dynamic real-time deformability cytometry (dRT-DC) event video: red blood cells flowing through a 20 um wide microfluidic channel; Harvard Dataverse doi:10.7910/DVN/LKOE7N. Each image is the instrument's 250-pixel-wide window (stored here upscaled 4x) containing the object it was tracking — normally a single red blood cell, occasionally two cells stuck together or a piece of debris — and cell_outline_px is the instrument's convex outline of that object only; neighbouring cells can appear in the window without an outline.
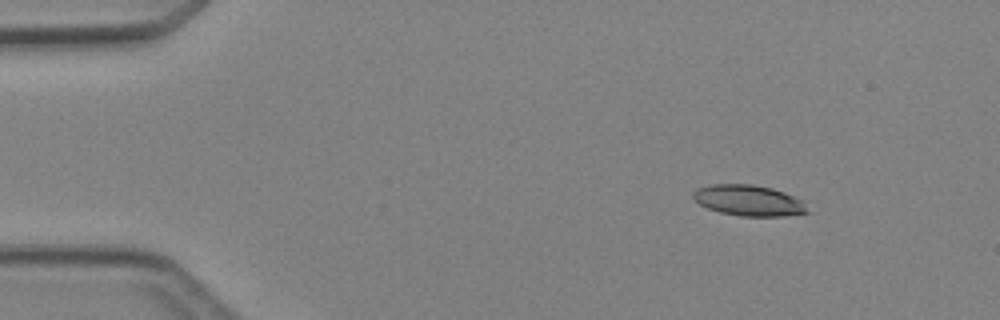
{"species": "Egyptian fruit bat (a non-hibernating species)", "species_latin": "Rousettus aegyptiacus", "temperature_condition": "cold", "stored_images_in_passage": 3, "camera_frame_rate_fps": 3000, "um_per_image_px": 0.085, "animal": {"sex": "female"}, "frame": {"image": 1, "passage_image": 1, "time_ms": 0.0, "image_size_px": [1000, 320], "cell_outline_px": [[812, 212], [784, 216], [740, 216], [720, 212], [708, 208], [700, 204], [692, 196], [692, 192], [696, 188], [712, 184], [752, 184], [772, 188], [784, 192], [800, 200]], "centroid_in_image_um": [63.63, 17.04], "position_along_channel_um": 21.4, "area_um2": 20.52}}